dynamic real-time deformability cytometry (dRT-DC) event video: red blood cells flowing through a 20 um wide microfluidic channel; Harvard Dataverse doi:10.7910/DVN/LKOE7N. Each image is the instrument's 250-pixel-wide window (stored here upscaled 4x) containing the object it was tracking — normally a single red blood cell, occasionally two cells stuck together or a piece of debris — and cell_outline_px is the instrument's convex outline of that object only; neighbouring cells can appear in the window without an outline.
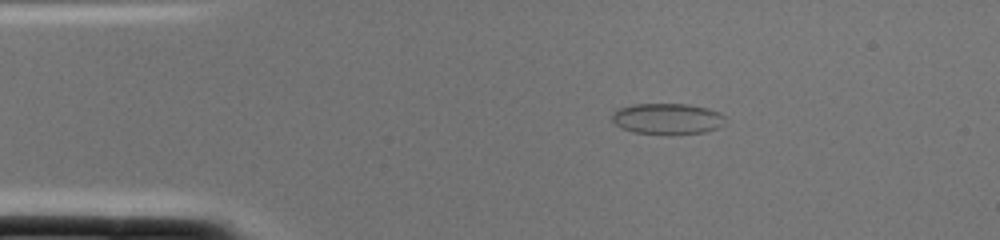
{"species": "common noctule bat (a hibernating species)", "species_latin": "Nyctalus noctula", "temperature_condition": "cold", "stored_images_in_passage": 1, "camera_frame_rate_fps": 3000, "um_per_image_px": 0.085, "animal": {"sex": "female", "body_mass_g": 22.0, "forearm_length_mm": 56.7}, "frame": {"image": 1, "passage_image": 1, "time_ms": 0.0, "image_size_px": [1000, 240], "cell_outline_px": [[716, 112], [712, 128], [700, 132], [636, 132], [624, 128], [620, 124], [616, 116], [616, 112], [624, 108], [640, 104], [680, 104], [704, 108]], "centroid_in_image_um": [56.6, 10.06], "position_along_channel_um": 28.4, "area_um2": 17.57}}